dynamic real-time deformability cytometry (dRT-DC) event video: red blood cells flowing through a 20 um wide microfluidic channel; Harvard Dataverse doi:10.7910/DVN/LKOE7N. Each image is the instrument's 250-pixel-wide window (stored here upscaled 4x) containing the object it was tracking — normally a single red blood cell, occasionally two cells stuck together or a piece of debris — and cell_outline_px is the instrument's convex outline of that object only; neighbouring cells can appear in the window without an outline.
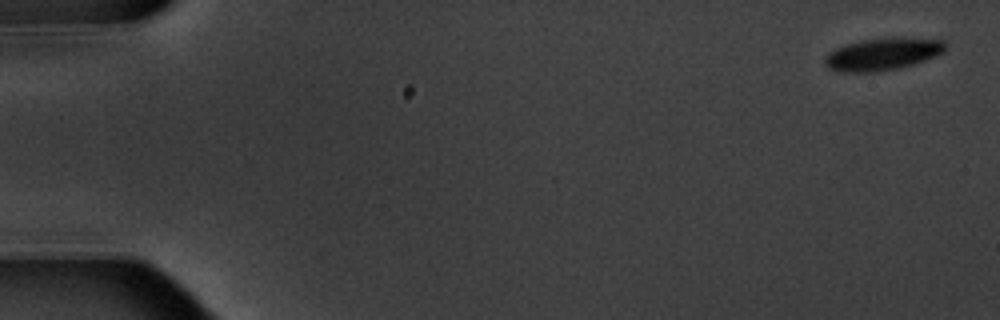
{"species": "common noctule bat (a hibernating species)", "species_latin": "Nyctalus noctula", "temperature_condition": "warm", "stored_images_in_passage": 5, "camera_frame_rate_fps": 3000, "um_per_image_px": 0.085, "animal": {"sex": "male", "body_mass_g": 20.1, "forearm_length_mm": 53.5}, "frame": {"image": 1, "passage_image": 1, "time_ms": 0.0, "image_size_px": [1000, 320], "cell_outline_px": [[944, 52], [936, 56], [912, 64], [896, 68], [872, 72], [840, 72], [828, 68], [824, 64], [824, 60], [828, 52], [836, 48], [860, 40], [944, 40]], "centroid_in_image_um": [74.92, 4.65], "position_along_channel_um": 10.1, "area_um2": 21.5}}